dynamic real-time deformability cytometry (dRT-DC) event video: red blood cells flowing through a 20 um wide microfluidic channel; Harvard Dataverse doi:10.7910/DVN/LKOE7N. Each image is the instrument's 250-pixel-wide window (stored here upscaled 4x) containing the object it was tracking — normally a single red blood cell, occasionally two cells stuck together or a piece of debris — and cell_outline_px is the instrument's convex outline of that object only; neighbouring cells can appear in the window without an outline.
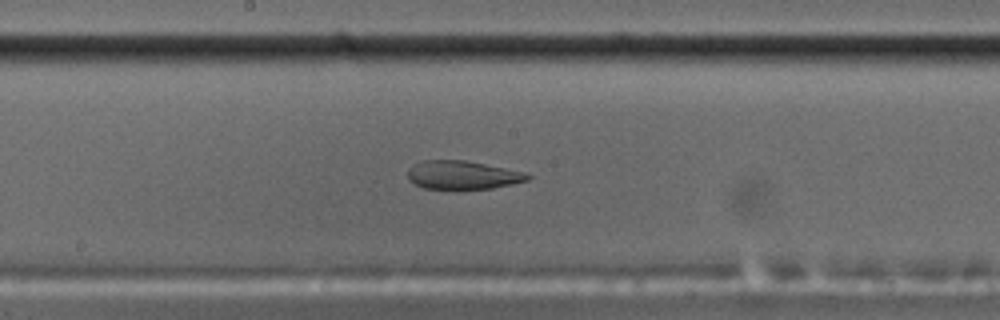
{"species": "common noctule bat (a hibernating species)", "species_latin": "Nyctalus noctula", "temperature_condition": "cold", "stored_images_in_passage": 48, "camera_frame_rate_fps": 3000, "um_per_image_px": 0.085, "animal": {"sex": "male", "body_mass_g": 17.5, "forearm_length_mm": 52.3}, "frame": {"image": 1, "passage_image": 21, "time_ms": 6.667, "image_size_px": [1000, 320], "cell_outline_px": [[532, 176], [528, 180], [492, 188], [424, 188], [408, 180], [408, 168], [412, 164], [420, 160], [464, 160], [524, 172]], "centroid_in_image_um": [39.27, 14.86], "position_along_channel_um": 208.9, "area_um2": 19.59}}
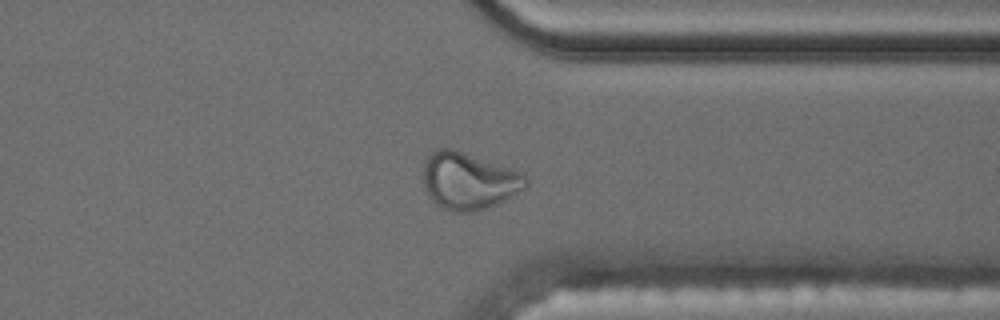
{"frame": {"image": 2, "passage_image": 35, "time_ms": 11.333, "image_size_px": [1000, 320], "cell_outline_px": [[528, 184], [524, 188], [504, 200], [496, 204], [472, 212], [452, 212], [436, 204], [428, 196], [424, 188], [420, 176], [424, 164], [428, 156], [432, 152], [440, 148], [452, 148], [524, 172], [528, 176]], "centroid_in_image_um": [39.81, 15.37], "position_along_channel_um": 371.6, "area_um2": 34.45}, "authors_computed_cell_mechanics": {"area_um2": 23.3801, "velocity_mm_per_s": 3.5091, "shape_relaxation_time_tau1_ms": null, "shape_relaxation_time_tau2_ms": 1.6895, "deformation_change_tau1": null, "deformation_change_tau2": 0.0856}}